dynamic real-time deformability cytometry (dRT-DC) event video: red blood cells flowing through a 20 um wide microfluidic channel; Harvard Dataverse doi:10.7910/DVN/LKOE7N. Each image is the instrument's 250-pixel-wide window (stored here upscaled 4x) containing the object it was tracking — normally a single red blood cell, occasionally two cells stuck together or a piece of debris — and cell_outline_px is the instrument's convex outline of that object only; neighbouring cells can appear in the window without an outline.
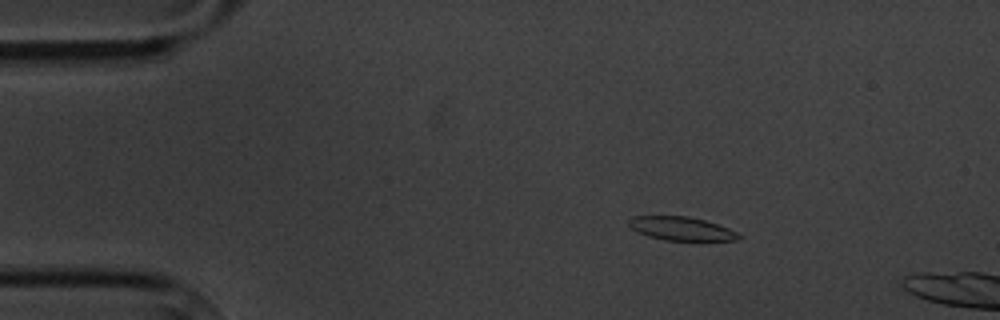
{"species": "common noctule bat (a hibernating species)", "species_latin": "Nyctalus noctula", "temperature_condition": "cold", "stored_images_in_passage": 4, "camera_frame_rate_fps": 3000, "um_per_image_px": 0.085, "animal": {"sex": "male", "body_mass_g": 20.1, "forearm_length_mm": 53.5}, "frame": {"image": 1, "passage_image": 3, "time_ms": 2.333, "image_size_px": [1000, 320], "cell_outline_px": [[740, 240], [664, 240], [648, 236], [632, 228], [628, 224], [628, 220], [632, 216], [688, 216], [704, 220], [728, 228], [736, 232], [740, 236]], "centroid_in_image_um": [57.89, 19.42], "position_along_channel_um": 27.1, "area_um2": 14.85}}